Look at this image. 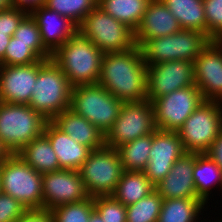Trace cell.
Here are the masks:
<instances>
[{
    "mask_svg": "<svg viewBox=\"0 0 222 222\" xmlns=\"http://www.w3.org/2000/svg\"><path fill=\"white\" fill-rule=\"evenodd\" d=\"M98 83L123 102L147 99V65L140 48L104 53Z\"/></svg>",
    "mask_w": 222,
    "mask_h": 222,
    "instance_id": "cell-1",
    "label": "cell"
},
{
    "mask_svg": "<svg viewBox=\"0 0 222 222\" xmlns=\"http://www.w3.org/2000/svg\"><path fill=\"white\" fill-rule=\"evenodd\" d=\"M103 55L87 36L77 30L52 54L51 59L74 87L98 83Z\"/></svg>",
    "mask_w": 222,
    "mask_h": 222,
    "instance_id": "cell-2",
    "label": "cell"
},
{
    "mask_svg": "<svg viewBox=\"0 0 222 222\" xmlns=\"http://www.w3.org/2000/svg\"><path fill=\"white\" fill-rule=\"evenodd\" d=\"M71 90L68 78L52 59L39 61L37 80L28 105L52 121L70 108Z\"/></svg>",
    "mask_w": 222,
    "mask_h": 222,
    "instance_id": "cell-3",
    "label": "cell"
},
{
    "mask_svg": "<svg viewBox=\"0 0 222 222\" xmlns=\"http://www.w3.org/2000/svg\"><path fill=\"white\" fill-rule=\"evenodd\" d=\"M47 122L29 105L0 102V140L11 154L42 135Z\"/></svg>",
    "mask_w": 222,
    "mask_h": 222,
    "instance_id": "cell-4",
    "label": "cell"
},
{
    "mask_svg": "<svg viewBox=\"0 0 222 222\" xmlns=\"http://www.w3.org/2000/svg\"><path fill=\"white\" fill-rule=\"evenodd\" d=\"M210 42L198 30L181 29L172 35L146 40L139 48L146 65L176 60L194 62Z\"/></svg>",
    "mask_w": 222,
    "mask_h": 222,
    "instance_id": "cell-5",
    "label": "cell"
},
{
    "mask_svg": "<svg viewBox=\"0 0 222 222\" xmlns=\"http://www.w3.org/2000/svg\"><path fill=\"white\" fill-rule=\"evenodd\" d=\"M43 174L35 171L18 154L0 163L1 192L18 200L26 209L43 208Z\"/></svg>",
    "mask_w": 222,
    "mask_h": 222,
    "instance_id": "cell-6",
    "label": "cell"
},
{
    "mask_svg": "<svg viewBox=\"0 0 222 222\" xmlns=\"http://www.w3.org/2000/svg\"><path fill=\"white\" fill-rule=\"evenodd\" d=\"M123 104L99 83L78 85L71 90L70 109L86 118L104 135L113 126Z\"/></svg>",
    "mask_w": 222,
    "mask_h": 222,
    "instance_id": "cell-7",
    "label": "cell"
},
{
    "mask_svg": "<svg viewBox=\"0 0 222 222\" xmlns=\"http://www.w3.org/2000/svg\"><path fill=\"white\" fill-rule=\"evenodd\" d=\"M222 131V102L204 100L177 133L185 152L206 153Z\"/></svg>",
    "mask_w": 222,
    "mask_h": 222,
    "instance_id": "cell-8",
    "label": "cell"
},
{
    "mask_svg": "<svg viewBox=\"0 0 222 222\" xmlns=\"http://www.w3.org/2000/svg\"><path fill=\"white\" fill-rule=\"evenodd\" d=\"M123 172L117 149L107 146L92 150L79 169L90 197L112 195Z\"/></svg>",
    "mask_w": 222,
    "mask_h": 222,
    "instance_id": "cell-9",
    "label": "cell"
},
{
    "mask_svg": "<svg viewBox=\"0 0 222 222\" xmlns=\"http://www.w3.org/2000/svg\"><path fill=\"white\" fill-rule=\"evenodd\" d=\"M103 53L122 52L133 48L134 31L97 6L78 26Z\"/></svg>",
    "mask_w": 222,
    "mask_h": 222,
    "instance_id": "cell-10",
    "label": "cell"
},
{
    "mask_svg": "<svg viewBox=\"0 0 222 222\" xmlns=\"http://www.w3.org/2000/svg\"><path fill=\"white\" fill-rule=\"evenodd\" d=\"M156 129L152 102L148 99L124 102L120 114L105 135V146L117 149Z\"/></svg>",
    "mask_w": 222,
    "mask_h": 222,
    "instance_id": "cell-11",
    "label": "cell"
},
{
    "mask_svg": "<svg viewBox=\"0 0 222 222\" xmlns=\"http://www.w3.org/2000/svg\"><path fill=\"white\" fill-rule=\"evenodd\" d=\"M204 98L197 86L175 90L152 101L156 128L178 131L185 120L203 103Z\"/></svg>",
    "mask_w": 222,
    "mask_h": 222,
    "instance_id": "cell-12",
    "label": "cell"
},
{
    "mask_svg": "<svg viewBox=\"0 0 222 222\" xmlns=\"http://www.w3.org/2000/svg\"><path fill=\"white\" fill-rule=\"evenodd\" d=\"M189 86H196L193 62L176 60L147 65V99L150 102Z\"/></svg>",
    "mask_w": 222,
    "mask_h": 222,
    "instance_id": "cell-13",
    "label": "cell"
},
{
    "mask_svg": "<svg viewBox=\"0 0 222 222\" xmlns=\"http://www.w3.org/2000/svg\"><path fill=\"white\" fill-rule=\"evenodd\" d=\"M43 208L55 207L83 201L88 195L79 170L61 169L43 173L42 178Z\"/></svg>",
    "mask_w": 222,
    "mask_h": 222,
    "instance_id": "cell-14",
    "label": "cell"
},
{
    "mask_svg": "<svg viewBox=\"0 0 222 222\" xmlns=\"http://www.w3.org/2000/svg\"><path fill=\"white\" fill-rule=\"evenodd\" d=\"M185 153L177 131L156 129L153 132L149 161L143 173L155 186L171 170L173 164Z\"/></svg>",
    "mask_w": 222,
    "mask_h": 222,
    "instance_id": "cell-15",
    "label": "cell"
},
{
    "mask_svg": "<svg viewBox=\"0 0 222 222\" xmlns=\"http://www.w3.org/2000/svg\"><path fill=\"white\" fill-rule=\"evenodd\" d=\"M193 63L195 85L204 100L222 102V41L211 40Z\"/></svg>",
    "mask_w": 222,
    "mask_h": 222,
    "instance_id": "cell-16",
    "label": "cell"
},
{
    "mask_svg": "<svg viewBox=\"0 0 222 222\" xmlns=\"http://www.w3.org/2000/svg\"><path fill=\"white\" fill-rule=\"evenodd\" d=\"M38 74V62L0 66V102L29 104Z\"/></svg>",
    "mask_w": 222,
    "mask_h": 222,
    "instance_id": "cell-17",
    "label": "cell"
},
{
    "mask_svg": "<svg viewBox=\"0 0 222 222\" xmlns=\"http://www.w3.org/2000/svg\"><path fill=\"white\" fill-rule=\"evenodd\" d=\"M198 154L185 152L155 185V190L163 199L198 198L193 179L194 162Z\"/></svg>",
    "mask_w": 222,
    "mask_h": 222,
    "instance_id": "cell-18",
    "label": "cell"
},
{
    "mask_svg": "<svg viewBox=\"0 0 222 222\" xmlns=\"http://www.w3.org/2000/svg\"><path fill=\"white\" fill-rule=\"evenodd\" d=\"M180 30L177 19L161 0H151L134 32L135 44L139 47L146 40L172 35Z\"/></svg>",
    "mask_w": 222,
    "mask_h": 222,
    "instance_id": "cell-19",
    "label": "cell"
},
{
    "mask_svg": "<svg viewBox=\"0 0 222 222\" xmlns=\"http://www.w3.org/2000/svg\"><path fill=\"white\" fill-rule=\"evenodd\" d=\"M31 16L39 27L43 45L52 54L78 30V26L69 18L45 6L33 11Z\"/></svg>",
    "mask_w": 222,
    "mask_h": 222,
    "instance_id": "cell-20",
    "label": "cell"
},
{
    "mask_svg": "<svg viewBox=\"0 0 222 222\" xmlns=\"http://www.w3.org/2000/svg\"><path fill=\"white\" fill-rule=\"evenodd\" d=\"M43 134L49 139L61 169L79 170L92 151L89 147L74 141L52 121L46 123Z\"/></svg>",
    "mask_w": 222,
    "mask_h": 222,
    "instance_id": "cell-21",
    "label": "cell"
},
{
    "mask_svg": "<svg viewBox=\"0 0 222 222\" xmlns=\"http://www.w3.org/2000/svg\"><path fill=\"white\" fill-rule=\"evenodd\" d=\"M52 122L77 143L97 150L105 146V135L86 118L70 108L57 115Z\"/></svg>",
    "mask_w": 222,
    "mask_h": 222,
    "instance_id": "cell-22",
    "label": "cell"
},
{
    "mask_svg": "<svg viewBox=\"0 0 222 222\" xmlns=\"http://www.w3.org/2000/svg\"><path fill=\"white\" fill-rule=\"evenodd\" d=\"M17 154L39 173L61 170L57 155L44 134L26 144Z\"/></svg>",
    "mask_w": 222,
    "mask_h": 222,
    "instance_id": "cell-23",
    "label": "cell"
},
{
    "mask_svg": "<svg viewBox=\"0 0 222 222\" xmlns=\"http://www.w3.org/2000/svg\"><path fill=\"white\" fill-rule=\"evenodd\" d=\"M177 19L181 29L198 30L207 35L203 0H161Z\"/></svg>",
    "mask_w": 222,
    "mask_h": 222,
    "instance_id": "cell-24",
    "label": "cell"
},
{
    "mask_svg": "<svg viewBox=\"0 0 222 222\" xmlns=\"http://www.w3.org/2000/svg\"><path fill=\"white\" fill-rule=\"evenodd\" d=\"M193 179L197 197L205 204L212 193V186L222 189V169L206 153L198 154L193 168ZM211 191V192H210ZM210 193V194H209Z\"/></svg>",
    "mask_w": 222,
    "mask_h": 222,
    "instance_id": "cell-25",
    "label": "cell"
},
{
    "mask_svg": "<svg viewBox=\"0 0 222 222\" xmlns=\"http://www.w3.org/2000/svg\"><path fill=\"white\" fill-rule=\"evenodd\" d=\"M155 190L142 171H124L112 196L128 206L136 203Z\"/></svg>",
    "mask_w": 222,
    "mask_h": 222,
    "instance_id": "cell-26",
    "label": "cell"
},
{
    "mask_svg": "<svg viewBox=\"0 0 222 222\" xmlns=\"http://www.w3.org/2000/svg\"><path fill=\"white\" fill-rule=\"evenodd\" d=\"M204 208L199 198L163 199L157 222H199Z\"/></svg>",
    "mask_w": 222,
    "mask_h": 222,
    "instance_id": "cell-27",
    "label": "cell"
},
{
    "mask_svg": "<svg viewBox=\"0 0 222 222\" xmlns=\"http://www.w3.org/2000/svg\"><path fill=\"white\" fill-rule=\"evenodd\" d=\"M151 0H100L98 6L134 32L139 27Z\"/></svg>",
    "mask_w": 222,
    "mask_h": 222,
    "instance_id": "cell-28",
    "label": "cell"
},
{
    "mask_svg": "<svg viewBox=\"0 0 222 222\" xmlns=\"http://www.w3.org/2000/svg\"><path fill=\"white\" fill-rule=\"evenodd\" d=\"M153 133L117 148L124 171H142L149 161Z\"/></svg>",
    "mask_w": 222,
    "mask_h": 222,
    "instance_id": "cell-29",
    "label": "cell"
},
{
    "mask_svg": "<svg viewBox=\"0 0 222 222\" xmlns=\"http://www.w3.org/2000/svg\"><path fill=\"white\" fill-rule=\"evenodd\" d=\"M163 198L156 190L126 206V222H157Z\"/></svg>",
    "mask_w": 222,
    "mask_h": 222,
    "instance_id": "cell-30",
    "label": "cell"
},
{
    "mask_svg": "<svg viewBox=\"0 0 222 222\" xmlns=\"http://www.w3.org/2000/svg\"><path fill=\"white\" fill-rule=\"evenodd\" d=\"M44 6L69 18L79 26L84 18L98 6L97 0H46Z\"/></svg>",
    "mask_w": 222,
    "mask_h": 222,
    "instance_id": "cell-31",
    "label": "cell"
},
{
    "mask_svg": "<svg viewBox=\"0 0 222 222\" xmlns=\"http://www.w3.org/2000/svg\"><path fill=\"white\" fill-rule=\"evenodd\" d=\"M17 41L29 44L42 60L52 58V53L43 45L39 27L31 14H27L13 34Z\"/></svg>",
    "mask_w": 222,
    "mask_h": 222,
    "instance_id": "cell-32",
    "label": "cell"
},
{
    "mask_svg": "<svg viewBox=\"0 0 222 222\" xmlns=\"http://www.w3.org/2000/svg\"><path fill=\"white\" fill-rule=\"evenodd\" d=\"M54 222H89L94 211L93 197L77 203H68L51 210Z\"/></svg>",
    "mask_w": 222,
    "mask_h": 222,
    "instance_id": "cell-33",
    "label": "cell"
},
{
    "mask_svg": "<svg viewBox=\"0 0 222 222\" xmlns=\"http://www.w3.org/2000/svg\"><path fill=\"white\" fill-rule=\"evenodd\" d=\"M39 61H42V59L29 48V44L19 42L12 36L7 46L5 56L0 61V66L27 65Z\"/></svg>",
    "mask_w": 222,
    "mask_h": 222,
    "instance_id": "cell-34",
    "label": "cell"
},
{
    "mask_svg": "<svg viewBox=\"0 0 222 222\" xmlns=\"http://www.w3.org/2000/svg\"><path fill=\"white\" fill-rule=\"evenodd\" d=\"M94 210L104 222H126V206L112 195L93 197Z\"/></svg>",
    "mask_w": 222,
    "mask_h": 222,
    "instance_id": "cell-35",
    "label": "cell"
},
{
    "mask_svg": "<svg viewBox=\"0 0 222 222\" xmlns=\"http://www.w3.org/2000/svg\"><path fill=\"white\" fill-rule=\"evenodd\" d=\"M207 36L222 41V0H203Z\"/></svg>",
    "mask_w": 222,
    "mask_h": 222,
    "instance_id": "cell-36",
    "label": "cell"
},
{
    "mask_svg": "<svg viewBox=\"0 0 222 222\" xmlns=\"http://www.w3.org/2000/svg\"><path fill=\"white\" fill-rule=\"evenodd\" d=\"M25 210L18 200L0 192V222H15Z\"/></svg>",
    "mask_w": 222,
    "mask_h": 222,
    "instance_id": "cell-37",
    "label": "cell"
},
{
    "mask_svg": "<svg viewBox=\"0 0 222 222\" xmlns=\"http://www.w3.org/2000/svg\"><path fill=\"white\" fill-rule=\"evenodd\" d=\"M27 15L26 12L18 10L13 6L9 9L0 11V34L13 36L23 18Z\"/></svg>",
    "mask_w": 222,
    "mask_h": 222,
    "instance_id": "cell-38",
    "label": "cell"
},
{
    "mask_svg": "<svg viewBox=\"0 0 222 222\" xmlns=\"http://www.w3.org/2000/svg\"><path fill=\"white\" fill-rule=\"evenodd\" d=\"M15 222H54V217L50 209H26Z\"/></svg>",
    "mask_w": 222,
    "mask_h": 222,
    "instance_id": "cell-39",
    "label": "cell"
},
{
    "mask_svg": "<svg viewBox=\"0 0 222 222\" xmlns=\"http://www.w3.org/2000/svg\"><path fill=\"white\" fill-rule=\"evenodd\" d=\"M46 0H14L13 7L31 14L36 9L44 6Z\"/></svg>",
    "mask_w": 222,
    "mask_h": 222,
    "instance_id": "cell-40",
    "label": "cell"
},
{
    "mask_svg": "<svg viewBox=\"0 0 222 222\" xmlns=\"http://www.w3.org/2000/svg\"><path fill=\"white\" fill-rule=\"evenodd\" d=\"M206 154L222 169V131Z\"/></svg>",
    "mask_w": 222,
    "mask_h": 222,
    "instance_id": "cell-41",
    "label": "cell"
},
{
    "mask_svg": "<svg viewBox=\"0 0 222 222\" xmlns=\"http://www.w3.org/2000/svg\"><path fill=\"white\" fill-rule=\"evenodd\" d=\"M11 36L0 34V61L4 58Z\"/></svg>",
    "mask_w": 222,
    "mask_h": 222,
    "instance_id": "cell-42",
    "label": "cell"
},
{
    "mask_svg": "<svg viewBox=\"0 0 222 222\" xmlns=\"http://www.w3.org/2000/svg\"><path fill=\"white\" fill-rule=\"evenodd\" d=\"M10 155L11 153L8 151V149L4 146V144L0 140V163L4 161L6 158H8Z\"/></svg>",
    "mask_w": 222,
    "mask_h": 222,
    "instance_id": "cell-43",
    "label": "cell"
},
{
    "mask_svg": "<svg viewBox=\"0 0 222 222\" xmlns=\"http://www.w3.org/2000/svg\"><path fill=\"white\" fill-rule=\"evenodd\" d=\"M13 6V3L10 0H0V11L9 9Z\"/></svg>",
    "mask_w": 222,
    "mask_h": 222,
    "instance_id": "cell-44",
    "label": "cell"
},
{
    "mask_svg": "<svg viewBox=\"0 0 222 222\" xmlns=\"http://www.w3.org/2000/svg\"><path fill=\"white\" fill-rule=\"evenodd\" d=\"M89 222H104L103 219L101 218V216L94 210L91 213Z\"/></svg>",
    "mask_w": 222,
    "mask_h": 222,
    "instance_id": "cell-45",
    "label": "cell"
}]
</instances>
